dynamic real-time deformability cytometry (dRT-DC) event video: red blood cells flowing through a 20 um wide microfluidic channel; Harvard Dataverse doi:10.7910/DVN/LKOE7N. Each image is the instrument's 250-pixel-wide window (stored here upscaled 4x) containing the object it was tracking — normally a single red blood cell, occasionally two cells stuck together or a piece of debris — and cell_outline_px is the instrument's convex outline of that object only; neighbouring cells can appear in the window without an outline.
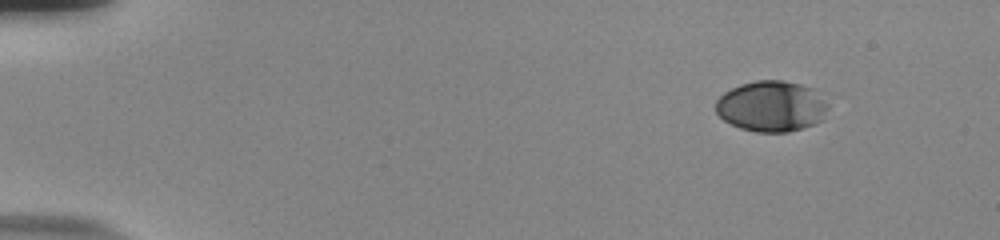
{"species": "human", "species_latin": "Homo sapiens", "temperature_condition": "room temperature", "stored_images_in_passage": 50, "camera_frame_rate_fps": 3000, "um_per_image_px": 0.085, "donor": {"sex": "male"}, "frame": {"image": 1, "passage_image": 1, "time_ms": 0.0, "image_size_px": [1000, 240], "cell_outline_px": [[828, 108], [824, 120], [788, 132], [756, 132], [740, 128], [724, 120], [716, 112], [716, 100], [724, 92], [740, 84], [756, 80], [784, 80], [816, 88], [828, 104]], "centroid_in_image_um": [65.6, 9.02], "position_along_channel_um": 19.4, "area_um2": 33.52}}
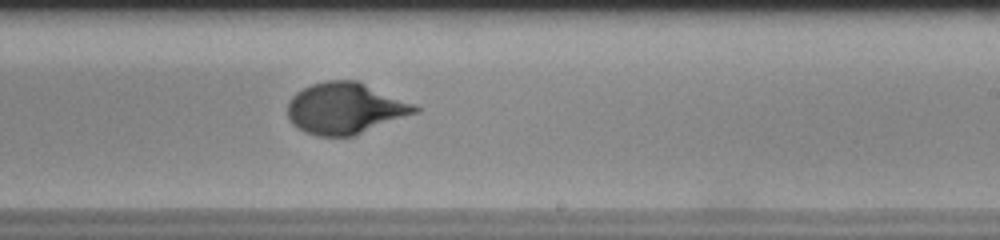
{"frame": {"image": 2, "passage_image": 30, "time_ms": 9.667, "image_size_px": [1000, 240], "cell_outline_px": [[420, 112], [352, 136], [316, 136], [304, 132], [296, 128], [288, 120], [288, 104], [292, 96], [296, 92], [312, 84], [328, 80], [356, 80], [416, 104], [420, 108]], "centroid_in_image_um": [29.35, 9.22], "position_along_channel_um": 259.7, "area_um2": 38.21}}
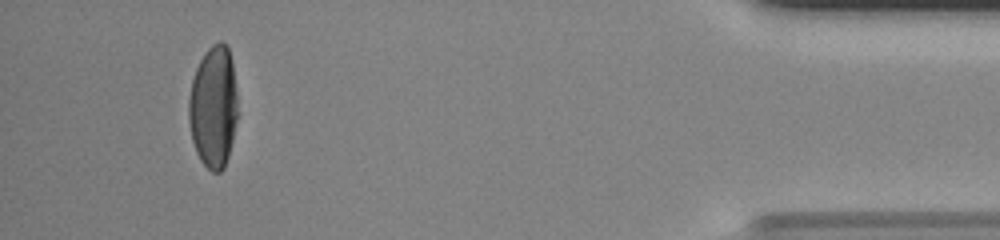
{"frame": {"image": 3, "passage_image": 47, "time_ms": 15.333, "image_size_px": [1000, 240], "cell_outline_px": [[236, 120], [232, 140], [228, 156], [224, 168], [220, 172], [212, 172], [200, 160], [196, 152], [192, 140], [188, 120], [188, 100], [192, 80], [196, 68], [204, 52], [212, 44], [220, 40], [228, 48], [232, 60], [236, 88]], "centroid_in_image_um": [18.12, 9.08], "position_along_channel_um": 417.1, "area_um2": 34.8}, "authors_computed_cell_mechanics": {"area_um2": 36.0383, "velocity_mm_per_s": 3.7823, "shape_relaxation_time_tau1_ms": 4.3259, "shape_relaxation_time_tau2_ms": null, "deformation_change_tau1": 0.2052, "deformation_change_tau2": null}}